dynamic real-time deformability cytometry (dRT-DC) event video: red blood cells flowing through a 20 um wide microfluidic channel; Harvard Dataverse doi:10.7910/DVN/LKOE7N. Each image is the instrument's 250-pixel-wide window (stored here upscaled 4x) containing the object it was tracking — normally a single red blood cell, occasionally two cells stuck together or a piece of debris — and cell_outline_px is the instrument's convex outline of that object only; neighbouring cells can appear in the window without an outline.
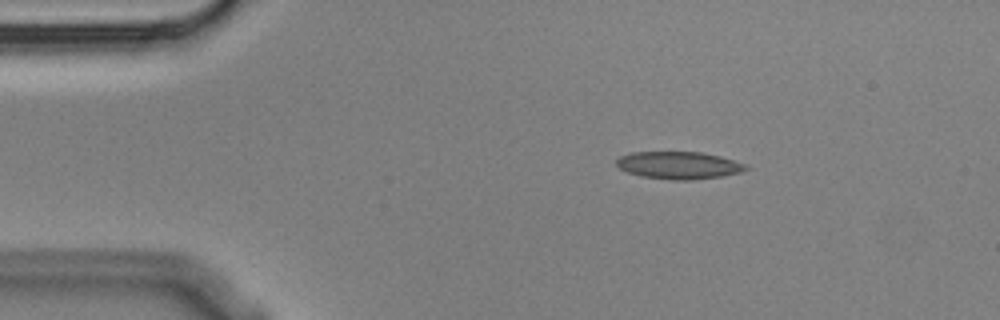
{"species": "Egyptian fruit bat (a non-hibernating species)", "species_latin": "Rousettus aegyptiacus", "temperature_condition": "cold", "stored_images_in_passage": 3, "camera_frame_rate_fps": 3000, "um_per_image_px": 0.085, "animal": {"sex": "male"}, "frame": {"image": 1, "passage_image": 1, "time_ms": 0.0, "image_size_px": [1000, 320], "cell_outline_px": [[748, 168], [740, 172], [720, 176], [692, 180], [672, 180], [640, 176], [628, 172], [620, 168], [616, 164], [616, 160], [620, 156], [632, 152], [700, 152], [720, 156], [748, 164]], "centroid_in_image_um": [57.7, 14.04], "position_along_channel_um": 27.3, "area_um2": 20.63}}
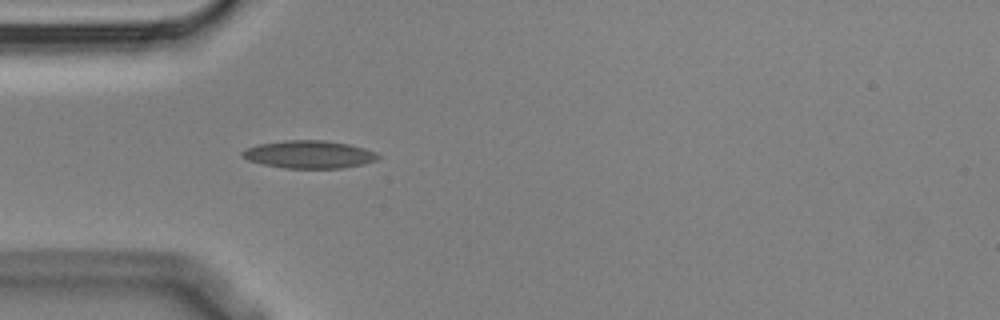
{"frame": {"image": 2, "passage_image": 3, "time_ms": 0.667, "image_size_px": [1000, 320], "cell_outline_px": [[380, 156], [376, 160], [364, 164], [344, 168], [284, 168], [264, 164], [248, 160], [240, 152], [244, 148], [260, 144], [284, 140], [324, 140], [348, 144], [364, 148], [376, 152]], "centroid_in_image_um": [26.28, 13.12], "position_along_channel_um": 58.7, "area_um2": 21.91}}